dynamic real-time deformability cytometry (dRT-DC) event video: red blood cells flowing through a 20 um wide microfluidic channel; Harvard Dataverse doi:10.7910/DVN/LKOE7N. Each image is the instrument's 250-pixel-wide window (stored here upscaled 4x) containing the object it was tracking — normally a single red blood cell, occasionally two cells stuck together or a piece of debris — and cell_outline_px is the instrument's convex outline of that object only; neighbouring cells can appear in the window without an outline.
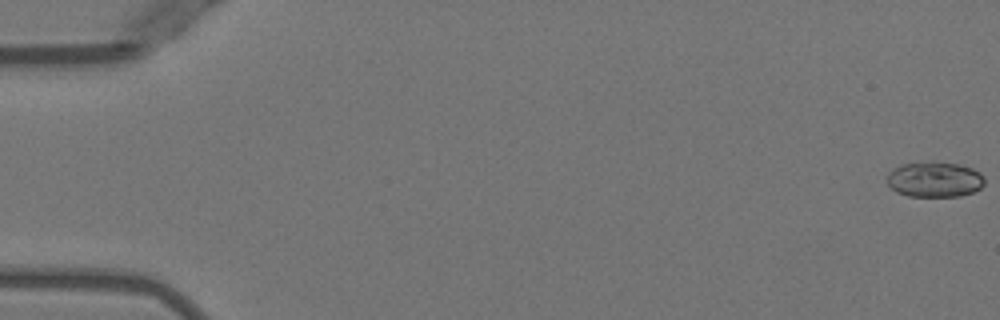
{"species": "Egyptian fruit bat (a non-hibernating species)", "species_latin": "Rousettus aegyptiacus", "temperature_condition": "warm", "stored_images_in_passage": 4, "camera_frame_rate_fps": 3000, "um_per_image_px": 0.085, "animal": {"sex": "female"}, "frame": {"image": 1, "passage_image": 1, "time_ms": 0.0, "image_size_px": [1000, 320], "cell_outline_px": [[984, 184], [980, 188], [972, 192], [960, 196], [908, 196], [896, 192], [888, 184], [888, 172], [900, 164], [932, 160], [960, 164], [972, 168], [980, 172], [984, 176]], "centroid_in_image_um": [79.44, 15.22], "position_along_channel_um": 5.6, "area_um2": 20.46}}